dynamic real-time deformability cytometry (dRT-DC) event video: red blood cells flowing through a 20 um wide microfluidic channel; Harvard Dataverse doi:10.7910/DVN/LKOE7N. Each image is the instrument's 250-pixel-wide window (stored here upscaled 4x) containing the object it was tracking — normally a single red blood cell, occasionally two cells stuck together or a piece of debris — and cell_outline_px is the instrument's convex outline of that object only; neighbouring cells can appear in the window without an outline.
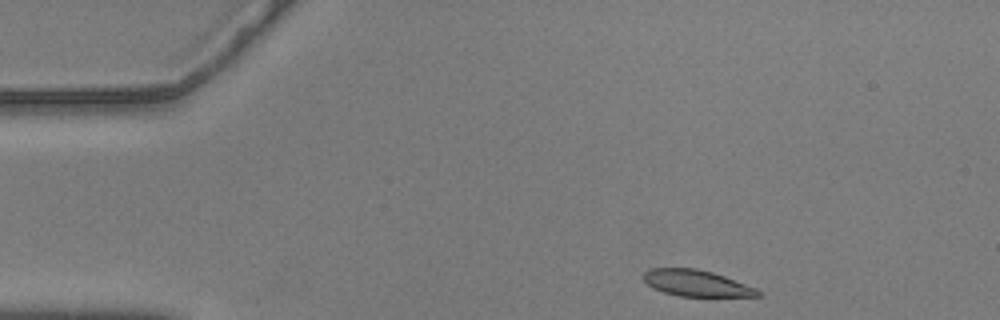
{"species": "common noctule bat (a hibernating species)", "species_latin": "Nyctalus noctula", "temperature_condition": "warm", "stored_images_in_passage": 49, "camera_frame_rate_fps": 3000, "um_per_image_px": 0.085, "animal": {"sex": "male", "body_mass_g": 20.5, "forearm_length_mm": 52.5}, "frame": {"image": 1, "passage_image": 1, "time_ms": 0.0, "image_size_px": [1000, 320], "cell_outline_px": [[764, 292], [760, 296], [680, 296], [664, 292], [652, 288], [640, 276], [648, 268], [696, 268], [712, 272], [724, 276], [756, 288]], "centroid_in_image_um": [59.17, 24.06], "position_along_channel_um": 25.8, "area_um2": 17.57}}
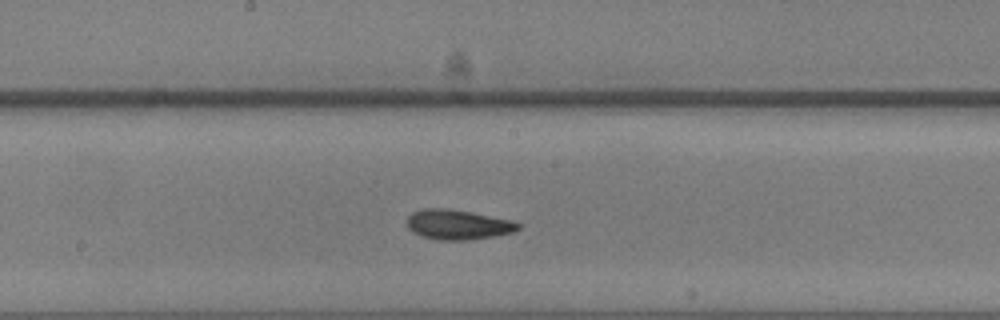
{"frame": {"image": 2, "passage_image": 22, "time_ms": 7.0, "image_size_px": [1000, 320], "cell_outline_px": [[520, 228], [516, 232], [468, 240], [436, 240], [420, 236], [412, 232], [408, 228], [408, 216], [412, 212], [424, 208], [444, 208], [472, 212], [512, 220], [520, 224]], "centroid_in_image_um": [38.91, 19.09], "position_along_channel_um": 209.3, "area_um2": 19.48}}
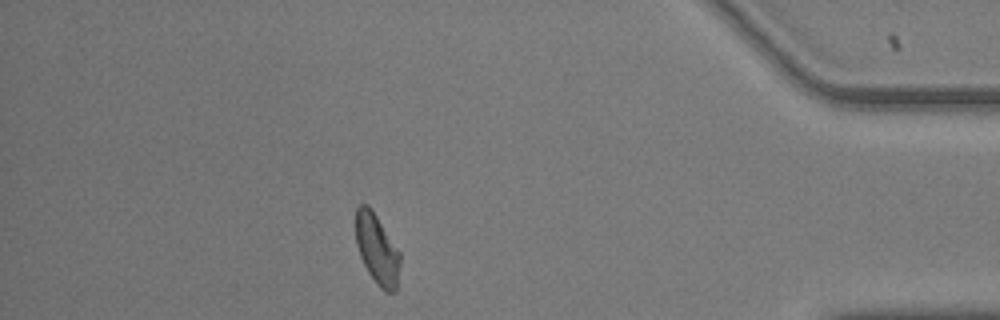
{"frame": {"image": 3, "passage_image": 42, "time_ms": 13.667, "image_size_px": [1000, 320], "cell_outline_px": [[400, 264], [396, 292], [384, 292], [376, 284], [368, 272], [360, 256], [356, 244], [356, 208], [360, 204], [368, 204], [372, 208], [400, 252]], "centroid_in_image_um": [32.05, 21.19], "position_along_channel_um": 403.1, "area_um2": 18.32}, "authors_computed_cell_mechanics": {"area_um2": 18.496, "velocity_mm_per_s": 3.5693, "shape_relaxation_time_tau1_ms": 5.2321, "shape_relaxation_time_tau2_ms": 3.4785, "deformation_change_tau1": 0.1614, "deformation_change_tau2": 0.0779}}